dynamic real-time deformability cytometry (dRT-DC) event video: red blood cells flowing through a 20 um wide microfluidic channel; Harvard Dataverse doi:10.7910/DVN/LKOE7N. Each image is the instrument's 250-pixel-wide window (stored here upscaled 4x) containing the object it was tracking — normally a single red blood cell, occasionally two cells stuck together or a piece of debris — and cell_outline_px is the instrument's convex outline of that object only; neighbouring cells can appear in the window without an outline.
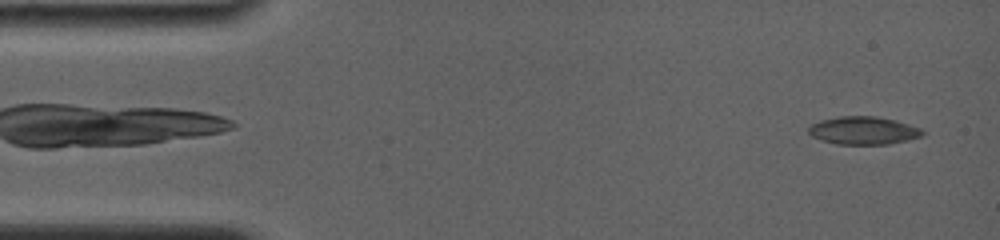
{"species": "common noctule bat (a hibernating species)", "species_latin": "Nyctalus noctula", "temperature_condition": "room temperature", "stored_images_in_passage": 27, "camera_frame_rate_fps": 4000, "um_per_image_px": 0.085, "animal": {"sex": "female", "body_mass_g": 19.0, "forearm_length_mm": 56.7}, "frame": {"image": 1, "passage_image": 3, "time_ms": 0.75, "image_size_px": [1000, 240], "cell_outline_px": [[924, 132], [920, 136], [908, 140], [888, 144], [836, 144], [820, 140], [812, 136], [808, 132], [808, 128], [812, 124], [820, 120], [840, 116], [876, 116], [896, 120], [920, 128]], "centroid_in_image_um": [73.36, 11.09], "position_along_channel_um": 11.6, "area_um2": 18.5}}
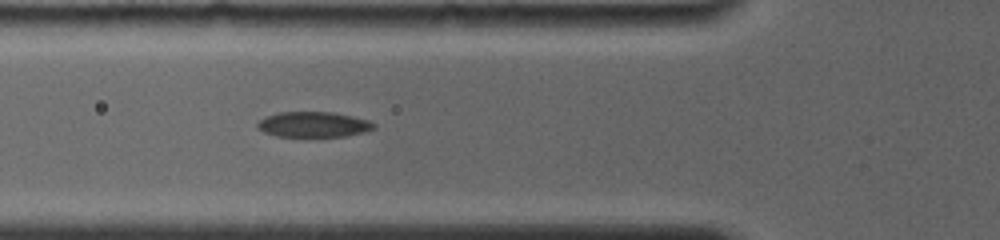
{"frame": {"image": 2, "passage_image": 17, "time_ms": 5.75, "image_size_px": [1000, 240], "cell_outline_px": [[376, 128], [364, 132], [348, 136], [276, 136], [264, 132], [256, 128], [256, 124], [264, 116], [276, 112], [332, 112], [352, 116], [368, 120], [376, 124]], "centroid_in_image_um": [26.62, 10.57], "position_along_channel_um": 99.2, "area_um2": 17.34}}
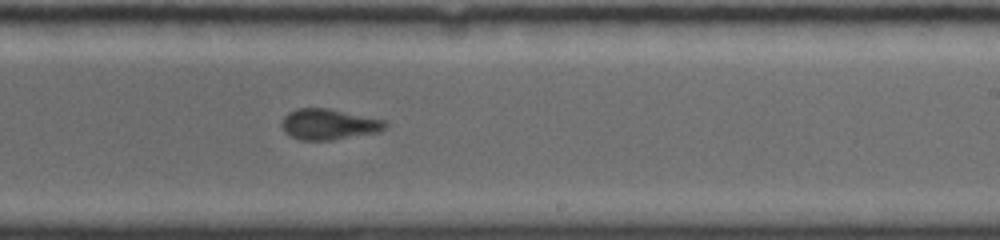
{"frame": {"image": 3, "passage_image": 27, "time_ms": 10.0, "image_size_px": [1000, 240], "cell_outline_px": [[388, 124], [380, 132], [332, 140], [300, 140], [284, 132], [280, 124], [284, 116], [288, 112], [296, 108], [328, 108], [384, 120]], "centroid_in_image_um": [27.92, 10.56], "position_along_channel_um": 261.1, "area_um2": 18.61}}